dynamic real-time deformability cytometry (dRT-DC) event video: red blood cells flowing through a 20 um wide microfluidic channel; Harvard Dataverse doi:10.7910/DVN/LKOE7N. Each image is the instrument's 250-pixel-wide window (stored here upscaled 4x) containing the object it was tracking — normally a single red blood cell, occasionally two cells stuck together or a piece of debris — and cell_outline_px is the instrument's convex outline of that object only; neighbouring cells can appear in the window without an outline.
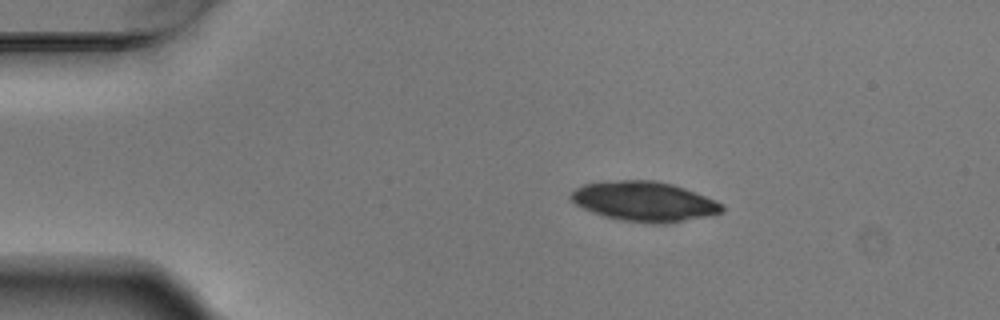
{"species": "Egyptian fruit bat (a non-hibernating species)", "species_latin": "Rousettus aegyptiacus", "temperature_condition": "warm", "stored_images_in_passage": 3, "camera_frame_rate_fps": 3000, "um_per_image_px": 0.085, "animal": {"sex": "male"}, "frame": {"image": 1, "passage_image": 2, "time_ms": 0.333, "image_size_px": [1000, 320], "cell_outline_px": [[724, 212], [664, 224], [644, 224], [604, 216], [592, 212], [576, 204], [568, 196], [576, 188], [584, 184], [620, 180], [656, 180], [672, 184], [696, 192], [716, 200], [724, 204]], "centroid_in_image_um": [54.79, 17.12], "position_along_channel_um": 30.2, "area_um2": 34.97}}